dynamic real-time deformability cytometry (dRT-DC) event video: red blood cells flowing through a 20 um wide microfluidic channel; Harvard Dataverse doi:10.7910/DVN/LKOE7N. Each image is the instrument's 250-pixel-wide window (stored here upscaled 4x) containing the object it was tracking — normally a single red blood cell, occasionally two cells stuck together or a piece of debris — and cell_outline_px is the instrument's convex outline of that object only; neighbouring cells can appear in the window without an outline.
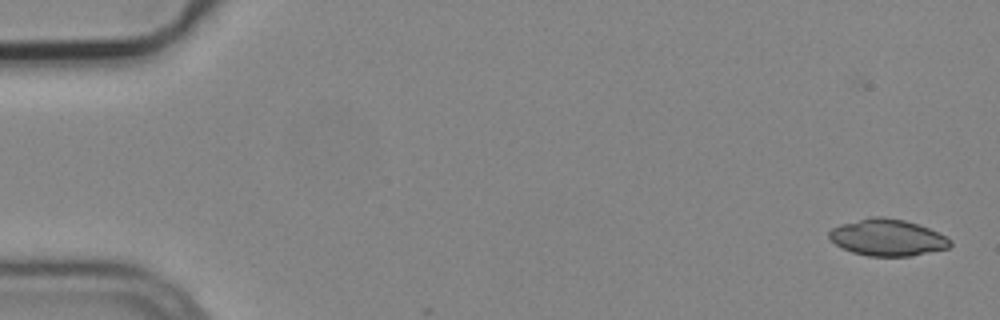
{"species": "common noctule bat (a hibernating species)", "species_latin": "Nyctalus noctula", "temperature_condition": "cold", "stored_images_in_passage": 3, "camera_frame_rate_fps": 3000, "um_per_image_px": 0.085, "animal": {"sex": "male", "body_mass_g": 19.2, "forearm_length_mm": 51.8}, "frame": {"image": 1, "passage_image": 2, "time_ms": 0.333, "image_size_px": [1000, 320], "cell_outline_px": [[952, 244], [948, 248], [912, 256], [868, 256], [852, 252], [836, 244], [828, 236], [828, 232], [832, 228], [840, 224], [872, 216], [884, 216], [904, 220], [928, 228], [952, 240]], "centroid_in_image_um": [75.42, 20.19], "position_along_channel_um": 9.6, "area_um2": 25.72}}